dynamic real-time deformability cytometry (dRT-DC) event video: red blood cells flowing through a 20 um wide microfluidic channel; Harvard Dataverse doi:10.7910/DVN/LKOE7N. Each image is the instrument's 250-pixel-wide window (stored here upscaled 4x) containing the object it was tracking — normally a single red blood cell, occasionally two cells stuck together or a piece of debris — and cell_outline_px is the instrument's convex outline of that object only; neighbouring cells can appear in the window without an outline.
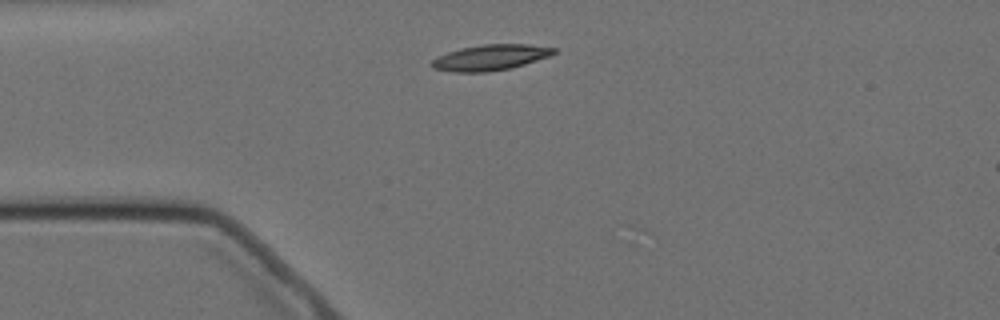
{"species": "Egyptian fruit bat (a non-hibernating species)", "species_latin": "Rousettus aegyptiacus", "temperature_condition": "cold", "stored_images_in_passage": 4, "camera_frame_rate_fps": 3000, "um_per_image_px": 0.085, "animal": {"sex": "female"}, "frame": {"image": 1, "passage_image": 2, "time_ms": 1.333, "image_size_px": [1000, 320], "cell_outline_px": [[556, 52], [552, 56], [512, 68], [488, 72], [452, 72], [432, 68], [428, 64], [436, 56], [460, 48], [484, 44], [528, 44], [556, 48]], "centroid_in_image_um": [41.68, 4.89], "position_along_channel_um": 43.3, "area_um2": 18.61}}
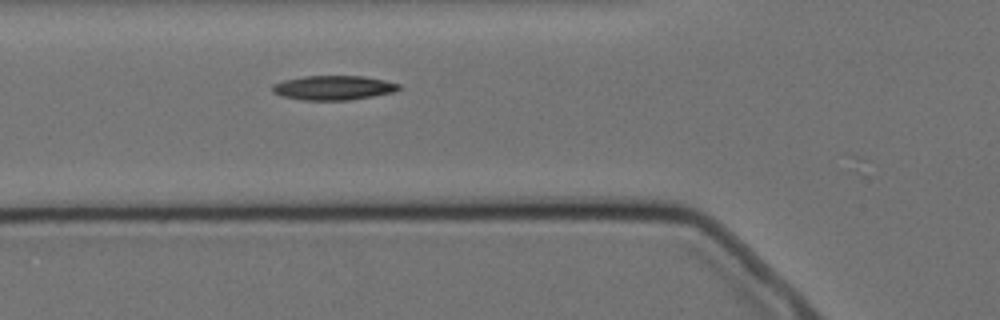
{"frame": {"image": 2, "passage_image": 4, "time_ms": 3.333, "image_size_px": [1000, 320], "cell_outline_px": [[400, 88], [396, 92], [348, 100], [300, 100], [280, 96], [272, 92], [272, 84], [284, 80], [304, 76], [364, 76], [384, 80], [400, 84]], "centroid_in_image_um": [28.32, 7.46], "position_along_channel_um": 97.5, "area_um2": 18.09}}